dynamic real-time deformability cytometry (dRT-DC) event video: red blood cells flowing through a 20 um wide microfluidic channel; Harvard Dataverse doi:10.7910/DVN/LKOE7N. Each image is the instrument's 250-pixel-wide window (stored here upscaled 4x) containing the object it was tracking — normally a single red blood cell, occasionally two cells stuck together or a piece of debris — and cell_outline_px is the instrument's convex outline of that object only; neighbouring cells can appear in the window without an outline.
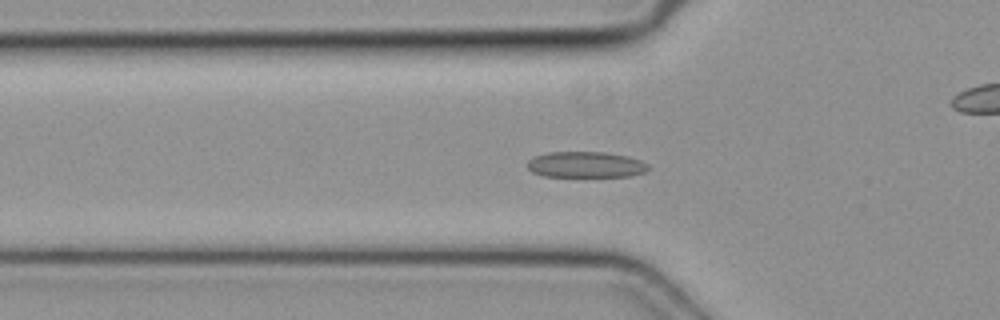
{"species": "common noctule bat (a hibernating species)", "species_latin": "Nyctalus noctula", "temperature_condition": "cold", "stored_images_in_passage": 44, "camera_frame_rate_fps": 3000, "um_per_image_px": 0.085, "animal": {"sex": "female", "body_mass_g": 19.3, "forearm_length_mm": 54.1}, "frame": {"image": 1, "passage_image": 16, "time_ms": 5.0, "image_size_px": [1000, 320], "cell_outline_px": [[648, 168], [644, 172], [628, 176], [544, 176], [532, 172], [528, 168], [528, 160], [536, 156], [548, 152], [604, 152], [628, 156], [640, 160], [648, 164]], "centroid_in_image_um": [49.78, 13.99], "position_along_channel_um": 76.0, "area_um2": 18.09}}
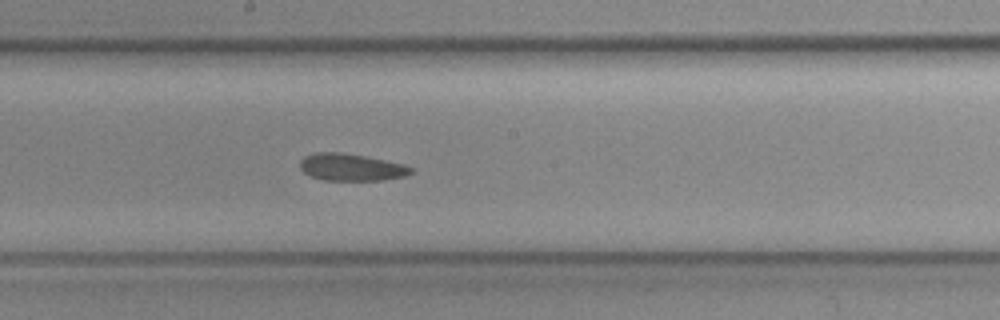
{"frame": {"image": 2, "passage_image": 26, "time_ms": 8.333, "image_size_px": [1000, 320], "cell_outline_px": [[412, 172], [404, 176], [380, 180], [320, 180], [304, 172], [300, 168], [300, 160], [304, 156], [316, 152], [340, 152], [364, 156], [404, 164], [412, 168]], "centroid_in_image_um": [29.81, 14.21], "position_along_channel_um": 218.4, "area_um2": 17.4}}
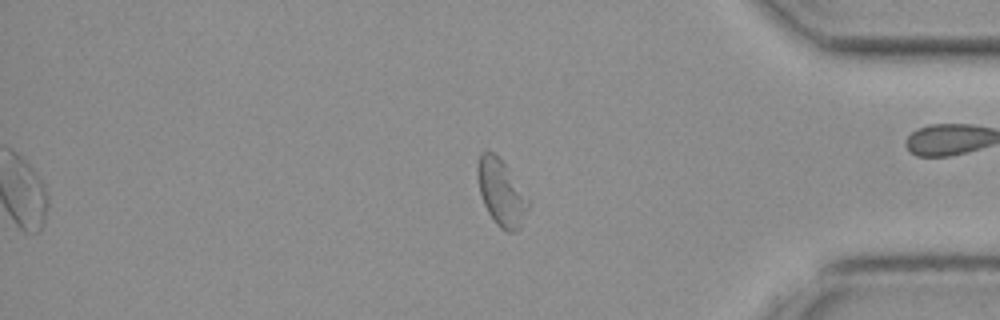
{"frame": {"image": 3, "passage_image": 40, "time_ms": 13.0, "image_size_px": [1000, 320], "cell_outline_px": [[532, 200], [520, 228], [516, 232], [508, 232], [500, 228], [496, 224], [488, 212], [484, 204], [480, 192], [476, 172], [476, 164], [480, 152], [492, 152], [504, 164]], "centroid_in_image_um": [42.63, 16.4], "position_along_channel_um": 392.6, "area_um2": 19.77}}